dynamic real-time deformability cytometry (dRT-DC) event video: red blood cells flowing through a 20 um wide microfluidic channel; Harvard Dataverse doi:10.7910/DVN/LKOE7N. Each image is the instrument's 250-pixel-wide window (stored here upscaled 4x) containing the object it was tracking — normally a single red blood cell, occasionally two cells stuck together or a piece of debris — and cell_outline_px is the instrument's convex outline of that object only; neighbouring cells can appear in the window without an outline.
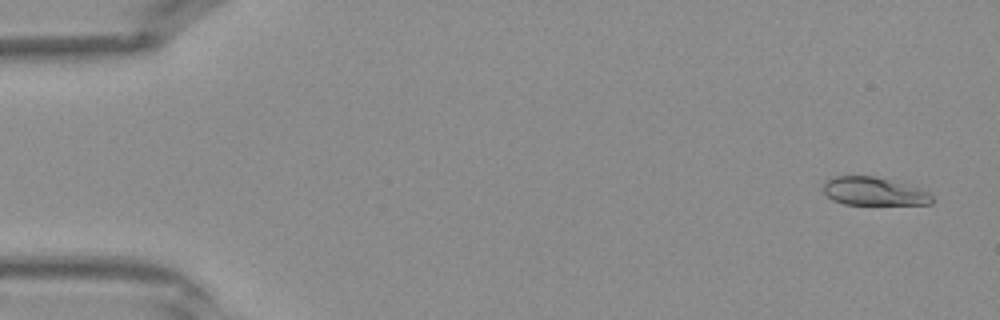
{"species": "Egyptian fruit bat (a non-hibernating species)", "species_latin": "Rousettus aegyptiacus", "temperature_condition": "warm", "stored_images_in_passage": 41, "camera_frame_rate_fps": 3000, "um_per_image_px": 0.085, "frame": {"image": 1, "passage_image": 2, "time_ms": 0.333, "image_size_px": [1000, 320], "cell_outline_px": [[932, 204], [844, 204], [832, 200], [824, 192], [824, 180], [836, 176], [872, 176], [888, 180], [916, 188], [928, 192], [932, 196]], "centroid_in_image_um": [74.22, 16.27], "position_along_channel_um": 10.8, "area_um2": 17.46}}
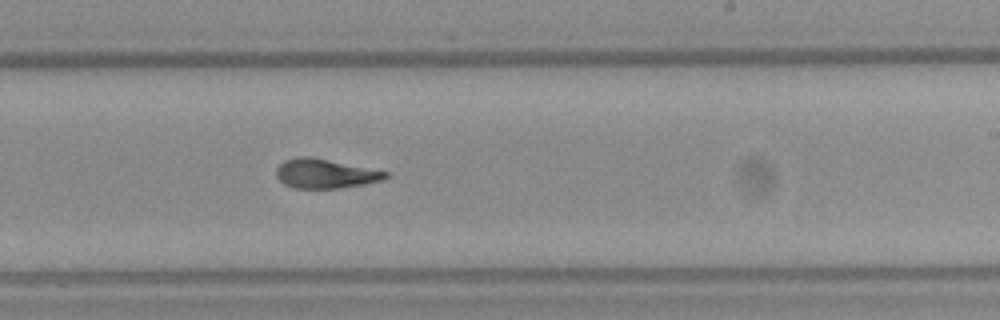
{"frame": {"image": 2, "passage_image": 25, "time_ms": 8.0, "image_size_px": [1000, 320], "cell_outline_px": [[388, 176], [384, 180], [364, 184], [340, 188], [292, 188], [284, 184], [276, 176], [276, 168], [284, 160], [296, 156], [308, 156], [388, 172]], "centroid_in_image_um": [27.6, 14.76], "position_along_channel_um": 261.4, "area_um2": 18.55}}
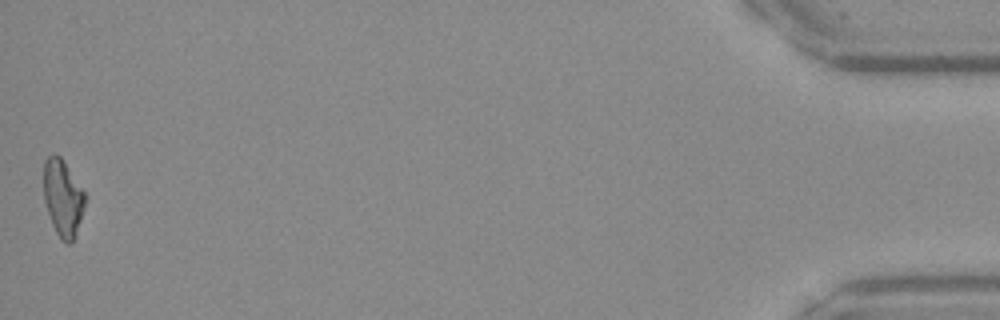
{"frame": {"image": 3, "passage_image": 41, "time_ms": 13.333, "image_size_px": [1000, 320], "cell_outline_px": [[88, 196], [72, 244], [68, 244], [60, 240], [52, 224], [44, 200], [44, 160], [52, 152], [56, 152], [60, 156]], "centroid_in_image_um": [5.35, 16.81], "position_along_channel_um": 429.8, "area_um2": 18.67}}